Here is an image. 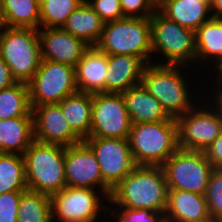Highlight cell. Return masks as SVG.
Segmentation results:
<instances>
[{
	"mask_svg": "<svg viewBox=\"0 0 222 222\" xmlns=\"http://www.w3.org/2000/svg\"><path fill=\"white\" fill-rule=\"evenodd\" d=\"M72 130L84 141L90 135L92 94L76 91L58 103Z\"/></svg>",
	"mask_w": 222,
	"mask_h": 222,
	"instance_id": "d4e9b609",
	"label": "cell"
},
{
	"mask_svg": "<svg viewBox=\"0 0 222 222\" xmlns=\"http://www.w3.org/2000/svg\"><path fill=\"white\" fill-rule=\"evenodd\" d=\"M157 9L168 19L194 31L213 18L211 3L200 0H159Z\"/></svg>",
	"mask_w": 222,
	"mask_h": 222,
	"instance_id": "44dd1931",
	"label": "cell"
},
{
	"mask_svg": "<svg viewBox=\"0 0 222 222\" xmlns=\"http://www.w3.org/2000/svg\"><path fill=\"white\" fill-rule=\"evenodd\" d=\"M205 70H207L208 74L209 73L210 74L207 75V77H205L203 80H205V79L209 80L208 76L210 77L211 80H209V81L212 82L211 83L212 85L210 84L212 91H210V88L207 87L209 85H206L207 83H209V81H207L206 83H205V81H203L202 82L203 84H201V86H203V87L206 86L205 89H207V90H205L203 87H200V86H199V88H197V90H199L201 88L204 91H207V92H205V96H207L210 100H212L216 103L222 104V62H220L215 68H212V71H208V69H206V68H205ZM215 72H217V73L215 74ZM204 83H205V85H204ZM213 85H215V87ZM208 92H210V93H208Z\"/></svg>",
	"mask_w": 222,
	"mask_h": 222,
	"instance_id": "d590c367",
	"label": "cell"
},
{
	"mask_svg": "<svg viewBox=\"0 0 222 222\" xmlns=\"http://www.w3.org/2000/svg\"><path fill=\"white\" fill-rule=\"evenodd\" d=\"M131 126L122 94H92V122L88 138L128 139Z\"/></svg>",
	"mask_w": 222,
	"mask_h": 222,
	"instance_id": "7c38bea8",
	"label": "cell"
},
{
	"mask_svg": "<svg viewBox=\"0 0 222 222\" xmlns=\"http://www.w3.org/2000/svg\"><path fill=\"white\" fill-rule=\"evenodd\" d=\"M21 193L7 192L0 194V222H17Z\"/></svg>",
	"mask_w": 222,
	"mask_h": 222,
	"instance_id": "e575fe53",
	"label": "cell"
},
{
	"mask_svg": "<svg viewBox=\"0 0 222 222\" xmlns=\"http://www.w3.org/2000/svg\"><path fill=\"white\" fill-rule=\"evenodd\" d=\"M168 184L162 166H136L112 191L109 202L118 208L165 212Z\"/></svg>",
	"mask_w": 222,
	"mask_h": 222,
	"instance_id": "7a4b0ae2",
	"label": "cell"
},
{
	"mask_svg": "<svg viewBox=\"0 0 222 222\" xmlns=\"http://www.w3.org/2000/svg\"><path fill=\"white\" fill-rule=\"evenodd\" d=\"M31 107L59 103L78 91L75 67L41 60L40 67L28 83Z\"/></svg>",
	"mask_w": 222,
	"mask_h": 222,
	"instance_id": "8fae6325",
	"label": "cell"
},
{
	"mask_svg": "<svg viewBox=\"0 0 222 222\" xmlns=\"http://www.w3.org/2000/svg\"><path fill=\"white\" fill-rule=\"evenodd\" d=\"M27 189L23 155L0 153V194Z\"/></svg>",
	"mask_w": 222,
	"mask_h": 222,
	"instance_id": "4316f807",
	"label": "cell"
},
{
	"mask_svg": "<svg viewBox=\"0 0 222 222\" xmlns=\"http://www.w3.org/2000/svg\"><path fill=\"white\" fill-rule=\"evenodd\" d=\"M33 141V116L0 119V153L23 155Z\"/></svg>",
	"mask_w": 222,
	"mask_h": 222,
	"instance_id": "603a6c76",
	"label": "cell"
},
{
	"mask_svg": "<svg viewBox=\"0 0 222 222\" xmlns=\"http://www.w3.org/2000/svg\"><path fill=\"white\" fill-rule=\"evenodd\" d=\"M104 23L126 18L120 0H86Z\"/></svg>",
	"mask_w": 222,
	"mask_h": 222,
	"instance_id": "836d02e7",
	"label": "cell"
},
{
	"mask_svg": "<svg viewBox=\"0 0 222 222\" xmlns=\"http://www.w3.org/2000/svg\"><path fill=\"white\" fill-rule=\"evenodd\" d=\"M195 47L196 66L203 64L212 70L222 62V18H212L195 30Z\"/></svg>",
	"mask_w": 222,
	"mask_h": 222,
	"instance_id": "7402d4cb",
	"label": "cell"
},
{
	"mask_svg": "<svg viewBox=\"0 0 222 222\" xmlns=\"http://www.w3.org/2000/svg\"><path fill=\"white\" fill-rule=\"evenodd\" d=\"M48 222H57L56 220H54L53 218L51 220H49Z\"/></svg>",
	"mask_w": 222,
	"mask_h": 222,
	"instance_id": "ee69618b",
	"label": "cell"
},
{
	"mask_svg": "<svg viewBox=\"0 0 222 222\" xmlns=\"http://www.w3.org/2000/svg\"><path fill=\"white\" fill-rule=\"evenodd\" d=\"M132 123H149L171 120L157 98L142 84L130 87L122 93Z\"/></svg>",
	"mask_w": 222,
	"mask_h": 222,
	"instance_id": "ffe728a7",
	"label": "cell"
},
{
	"mask_svg": "<svg viewBox=\"0 0 222 222\" xmlns=\"http://www.w3.org/2000/svg\"><path fill=\"white\" fill-rule=\"evenodd\" d=\"M128 141L136 166H162L179 149L177 120L132 123Z\"/></svg>",
	"mask_w": 222,
	"mask_h": 222,
	"instance_id": "3957f363",
	"label": "cell"
},
{
	"mask_svg": "<svg viewBox=\"0 0 222 222\" xmlns=\"http://www.w3.org/2000/svg\"><path fill=\"white\" fill-rule=\"evenodd\" d=\"M152 38V59L155 54H160L162 62L158 65H183L196 64L195 31L180 26L168 19L158 9L150 17ZM154 54V55H153Z\"/></svg>",
	"mask_w": 222,
	"mask_h": 222,
	"instance_id": "8992f818",
	"label": "cell"
},
{
	"mask_svg": "<svg viewBox=\"0 0 222 222\" xmlns=\"http://www.w3.org/2000/svg\"><path fill=\"white\" fill-rule=\"evenodd\" d=\"M109 205H108V204ZM105 206V215L112 222H166L165 212H153L149 209H127V208H118L112 203L107 201ZM111 205V206H110ZM114 207V208H113ZM111 215H110V214ZM115 217V219H114Z\"/></svg>",
	"mask_w": 222,
	"mask_h": 222,
	"instance_id": "4dcf8cb0",
	"label": "cell"
},
{
	"mask_svg": "<svg viewBox=\"0 0 222 222\" xmlns=\"http://www.w3.org/2000/svg\"><path fill=\"white\" fill-rule=\"evenodd\" d=\"M64 165L66 186L101 190L109 198L111 190L103 182L94 152L84 141L65 147Z\"/></svg>",
	"mask_w": 222,
	"mask_h": 222,
	"instance_id": "5bb4252c",
	"label": "cell"
},
{
	"mask_svg": "<svg viewBox=\"0 0 222 222\" xmlns=\"http://www.w3.org/2000/svg\"><path fill=\"white\" fill-rule=\"evenodd\" d=\"M33 116L28 84L16 82L0 90V119Z\"/></svg>",
	"mask_w": 222,
	"mask_h": 222,
	"instance_id": "83f0119b",
	"label": "cell"
},
{
	"mask_svg": "<svg viewBox=\"0 0 222 222\" xmlns=\"http://www.w3.org/2000/svg\"><path fill=\"white\" fill-rule=\"evenodd\" d=\"M186 68L190 74L189 71L192 72V70H189V68L194 67L151 63L145 66L142 73L141 84L151 95L157 98L171 118L177 119L190 111L196 105L195 102L198 103L197 101H200L201 97H205L204 91L199 94L201 89L197 91L193 88V81L190 84L188 76L191 75L184 76Z\"/></svg>",
	"mask_w": 222,
	"mask_h": 222,
	"instance_id": "6da1fadb",
	"label": "cell"
},
{
	"mask_svg": "<svg viewBox=\"0 0 222 222\" xmlns=\"http://www.w3.org/2000/svg\"><path fill=\"white\" fill-rule=\"evenodd\" d=\"M104 24L100 16L84 0L67 18L62 28L89 46H95L101 37Z\"/></svg>",
	"mask_w": 222,
	"mask_h": 222,
	"instance_id": "cb8c5ba5",
	"label": "cell"
},
{
	"mask_svg": "<svg viewBox=\"0 0 222 222\" xmlns=\"http://www.w3.org/2000/svg\"><path fill=\"white\" fill-rule=\"evenodd\" d=\"M0 57L9 66L16 82L28 84L41 63L38 30L7 27L0 34Z\"/></svg>",
	"mask_w": 222,
	"mask_h": 222,
	"instance_id": "52a82bcc",
	"label": "cell"
},
{
	"mask_svg": "<svg viewBox=\"0 0 222 222\" xmlns=\"http://www.w3.org/2000/svg\"><path fill=\"white\" fill-rule=\"evenodd\" d=\"M94 152L104 184L112 191L135 167L128 139L86 138Z\"/></svg>",
	"mask_w": 222,
	"mask_h": 222,
	"instance_id": "4fadbf2b",
	"label": "cell"
},
{
	"mask_svg": "<svg viewBox=\"0 0 222 222\" xmlns=\"http://www.w3.org/2000/svg\"><path fill=\"white\" fill-rule=\"evenodd\" d=\"M41 60L76 67L89 47L82 39L74 37L63 28H39Z\"/></svg>",
	"mask_w": 222,
	"mask_h": 222,
	"instance_id": "2e32d148",
	"label": "cell"
},
{
	"mask_svg": "<svg viewBox=\"0 0 222 222\" xmlns=\"http://www.w3.org/2000/svg\"><path fill=\"white\" fill-rule=\"evenodd\" d=\"M84 0H40L39 28H62Z\"/></svg>",
	"mask_w": 222,
	"mask_h": 222,
	"instance_id": "f546056e",
	"label": "cell"
},
{
	"mask_svg": "<svg viewBox=\"0 0 222 222\" xmlns=\"http://www.w3.org/2000/svg\"><path fill=\"white\" fill-rule=\"evenodd\" d=\"M102 219H103V220H102ZM102 219H99V220L94 221V222H111L110 219H108L109 221H106L107 219H105V218H103V217H102ZM100 220H102V221H100ZM104 220H105V221H104Z\"/></svg>",
	"mask_w": 222,
	"mask_h": 222,
	"instance_id": "b9f144b4",
	"label": "cell"
},
{
	"mask_svg": "<svg viewBox=\"0 0 222 222\" xmlns=\"http://www.w3.org/2000/svg\"><path fill=\"white\" fill-rule=\"evenodd\" d=\"M157 0H120L125 17L150 18L157 10Z\"/></svg>",
	"mask_w": 222,
	"mask_h": 222,
	"instance_id": "d6a6232c",
	"label": "cell"
},
{
	"mask_svg": "<svg viewBox=\"0 0 222 222\" xmlns=\"http://www.w3.org/2000/svg\"><path fill=\"white\" fill-rule=\"evenodd\" d=\"M15 83L16 81L12 76L9 66L0 57V90L8 88Z\"/></svg>",
	"mask_w": 222,
	"mask_h": 222,
	"instance_id": "74e56055",
	"label": "cell"
},
{
	"mask_svg": "<svg viewBox=\"0 0 222 222\" xmlns=\"http://www.w3.org/2000/svg\"><path fill=\"white\" fill-rule=\"evenodd\" d=\"M32 113L35 141L64 147L83 142L72 130L58 103L35 106Z\"/></svg>",
	"mask_w": 222,
	"mask_h": 222,
	"instance_id": "9a60e30c",
	"label": "cell"
},
{
	"mask_svg": "<svg viewBox=\"0 0 222 222\" xmlns=\"http://www.w3.org/2000/svg\"><path fill=\"white\" fill-rule=\"evenodd\" d=\"M168 189L205 194L213 166L204 152L179 148L163 165Z\"/></svg>",
	"mask_w": 222,
	"mask_h": 222,
	"instance_id": "30bf717a",
	"label": "cell"
},
{
	"mask_svg": "<svg viewBox=\"0 0 222 222\" xmlns=\"http://www.w3.org/2000/svg\"><path fill=\"white\" fill-rule=\"evenodd\" d=\"M65 147L33 141L24 152L26 183L31 191L52 196L66 187Z\"/></svg>",
	"mask_w": 222,
	"mask_h": 222,
	"instance_id": "277c9868",
	"label": "cell"
},
{
	"mask_svg": "<svg viewBox=\"0 0 222 222\" xmlns=\"http://www.w3.org/2000/svg\"><path fill=\"white\" fill-rule=\"evenodd\" d=\"M95 46L106 55H133L153 63L150 18L126 17L105 23Z\"/></svg>",
	"mask_w": 222,
	"mask_h": 222,
	"instance_id": "5b68a950",
	"label": "cell"
},
{
	"mask_svg": "<svg viewBox=\"0 0 222 222\" xmlns=\"http://www.w3.org/2000/svg\"><path fill=\"white\" fill-rule=\"evenodd\" d=\"M7 23L4 15V11L2 8V4L0 1V34L7 28Z\"/></svg>",
	"mask_w": 222,
	"mask_h": 222,
	"instance_id": "ab89813d",
	"label": "cell"
},
{
	"mask_svg": "<svg viewBox=\"0 0 222 222\" xmlns=\"http://www.w3.org/2000/svg\"><path fill=\"white\" fill-rule=\"evenodd\" d=\"M204 196L211 219L222 222V168L213 169Z\"/></svg>",
	"mask_w": 222,
	"mask_h": 222,
	"instance_id": "1f68e13d",
	"label": "cell"
},
{
	"mask_svg": "<svg viewBox=\"0 0 222 222\" xmlns=\"http://www.w3.org/2000/svg\"><path fill=\"white\" fill-rule=\"evenodd\" d=\"M203 152L213 168H222V133Z\"/></svg>",
	"mask_w": 222,
	"mask_h": 222,
	"instance_id": "8d00e7d4",
	"label": "cell"
},
{
	"mask_svg": "<svg viewBox=\"0 0 222 222\" xmlns=\"http://www.w3.org/2000/svg\"><path fill=\"white\" fill-rule=\"evenodd\" d=\"M212 0H200V2H203V3H211Z\"/></svg>",
	"mask_w": 222,
	"mask_h": 222,
	"instance_id": "7bdbcfd3",
	"label": "cell"
},
{
	"mask_svg": "<svg viewBox=\"0 0 222 222\" xmlns=\"http://www.w3.org/2000/svg\"><path fill=\"white\" fill-rule=\"evenodd\" d=\"M211 14L213 18H222V0L211 1Z\"/></svg>",
	"mask_w": 222,
	"mask_h": 222,
	"instance_id": "f35d334b",
	"label": "cell"
},
{
	"mask_svg": "<svg viewBox=\"0 0 222 222\" xmlns=\"http://www.w3.org/2000/svg\"><path fill=\"white\" fill-rule=\"evenodd\" d=\"M40 0H1L8 27L39 29Z\"/></svg>",
	"mask_w": 222,
	"mask_h": 222,
	"instance_id": "484cf974",
	"label": "cell"
},
{
	"mask_svg": "<svg viewBox=\"0 0 222 222\" xmlns=\"http://www.w3.org/2000/svg\"><path fill=\"white\" fill-rule=\"evenodd\" d=\"M206 98L176 119L179 148L203 152L222 133V104Z\"/></svg>",
	"mask_w": 222,
	"mask_h": 222,
	"instance_id": "ba28073f",
	"label": "cell"
},
{
	"mask_svg": "<svg viewBox=\"0 0 222 222\" xmlns=\"http://www.w3.org/2000/svg\"><path fill=\"white\" fill-rule=\"evenodd\" d=\"M107 55L96 46H89L75 67L78 91L96 94L105 93Z\"/></svg>",
	"mask_w": 222,
	"mask_h": 222,
	"instance_id": "ac0fdd59",
	"label": "cell"
},
{
	"mask_svg": "<svg viewBox=\"0 0 222 222\" xmlns=\"http://www.w3.org/2000/svg\"><path fill=\"white\" fill-rule=\"evenodd\" d=\"M51 219L49 195L29 189L21 193L17 222H48Z\"/></svg>",
	"mask_w": 222,
	"mask_h": 222,
	"instance_id": "f1b7e54d",
	"label": "cell"
},
{
	"mask_svg": "<svg viewBox=\"0 0 222 222\" xmlns=\"http://www.w3.org/2000/svg\"><path fill=\"white\" fill-rule=\"evenodd\" d=\"M50 200L52 218L57 222H94L102 219L99 214L105 213L109 198L101 190L66 186Z\"/></svg>",
	"mask_w": 222,
	"mask_h": 222,
	"instance_id": "9c48e42d",
	"label": "cell"
},
{
	"mask_svg": "<svg viewBox=\"0 0 222 222\" xmlns=\"http://www.w3.org/2000/svg\"><path fill=\"white\" fill-rule=\"evenodd\" d=\"M165 215L173 221L212 220L204 195L180 189H168Z\"/></svg>",
	"mask_w": 222,
	"mask_h": 222,
	"instance_id": "d6986e66",
	"label": "cell"
},
{
	"mask_svg": "<svg viewBox=\"0 0 222 222\" xmlns=\"http://www.w3.org/2000/svg\"><path fill=\"white\" fill-rule=\"evenodd\" d=\"M166 222H216L214 220H205V221H173V220H167Z\"/></svg>",
	"mask_w": 222,
	"mask_h": 222,
	"instance_id": "60d3db41",
	"label": "cell"
},
{
	"mask_svg": "<svg viewBox=\"0 0 222 222\" xmlns=\"http://www.w3.org/2000/svg\"><path fill=\"white\" fill-rule=\"evenodd\" d=\"M146 65L140 57L133 55H107L105 93L122 94L141 84Z\"/></svg>",
	"mask_w": 222,
	"mask_h": 222,
	"instance_id": "e0dca14e",
	"label": "cell"
}]
</instances>
